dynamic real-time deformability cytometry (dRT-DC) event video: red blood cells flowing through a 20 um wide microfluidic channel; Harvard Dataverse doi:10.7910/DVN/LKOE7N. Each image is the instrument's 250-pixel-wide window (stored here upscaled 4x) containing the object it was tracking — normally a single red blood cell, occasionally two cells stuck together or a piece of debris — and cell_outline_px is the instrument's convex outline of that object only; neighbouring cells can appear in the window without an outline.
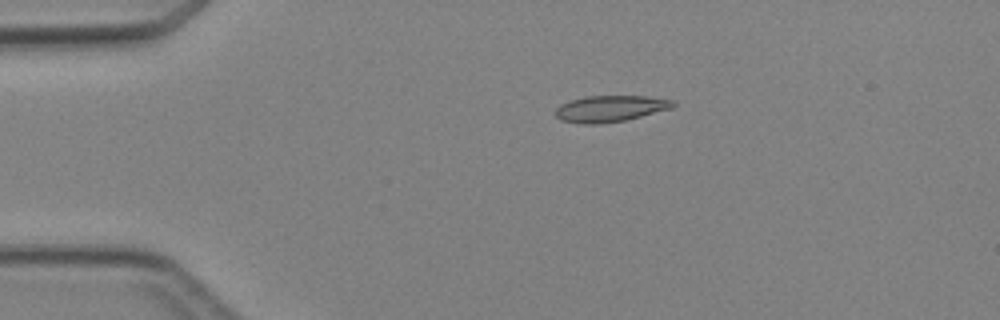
{"species": "Egyptian fruit bat (a non-hibernating species)", "species_latin": "Rousettus aegyptiacus", "temperature_condition": "cold", "stored_images_in_passage": 3, "camera_frame_rate_fps": 3000, "um_per_image_px": 0.085, "animal": {"sex": "female"}, "frame": {"image": 1, "passage_image": 2, "time_ms": 2.0, "image_size_px": [1000, 320], "cell_outline_px": [[676, 104], [672, 108], [624, 120], [600, 124], [580, 124], [560, 120], [556, 116], [556, 108], [560, 104], [584, 96], [648, 96], [672, 100]], "centroid_in_image_um": [51.84, 9.23], "position_along_channel_um": 33.2, "area_um2": 17.98}}